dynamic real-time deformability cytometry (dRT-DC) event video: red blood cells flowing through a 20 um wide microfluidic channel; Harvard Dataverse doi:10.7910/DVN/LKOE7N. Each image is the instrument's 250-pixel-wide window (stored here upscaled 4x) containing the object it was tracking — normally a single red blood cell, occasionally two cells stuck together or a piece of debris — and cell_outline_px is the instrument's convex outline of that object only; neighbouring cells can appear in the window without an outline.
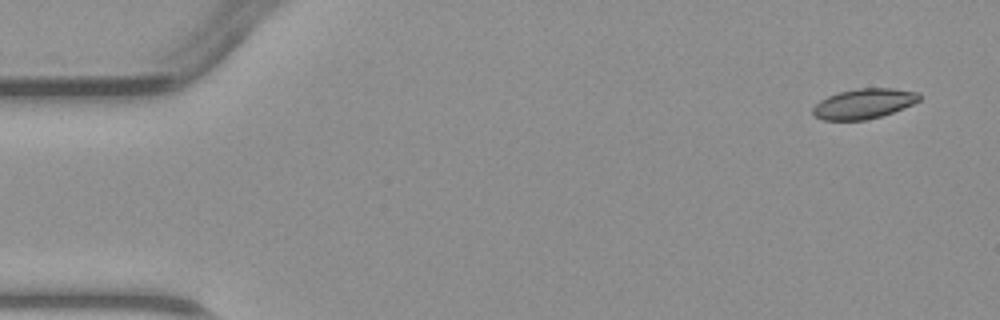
{"species": "common noctule bat (a hibernating species)", "species_latin": "Nyctalus noctula", "temperature_condition": "warm", "stored_images_in_passage": 4, "camera_frame_rate_fps": 3000, "um_per_image_px": 0.085, "animal": {"sex": "male", "body_mass_g": 23.1, "forearm_length_mm": 52.7}, "frame": {"image": 1, "passage_image": 1, "time_ms": 0.0, "image_size_px": [1000, 320], "cell_outline_px": [[924, 96], [920, 100], [912, 104], [892, 112], [880, 116], [864, 120], [824, 120], [816, 116], [812, 112], [812, 108], [820, 100], [828, 96], [840, 92], [856, 88], [892, 88], [920, 92]], "centroid_in_image_um": [73.46, 8.8], "position_along_channel_um": 11.5, "area_um2": 18.61}}
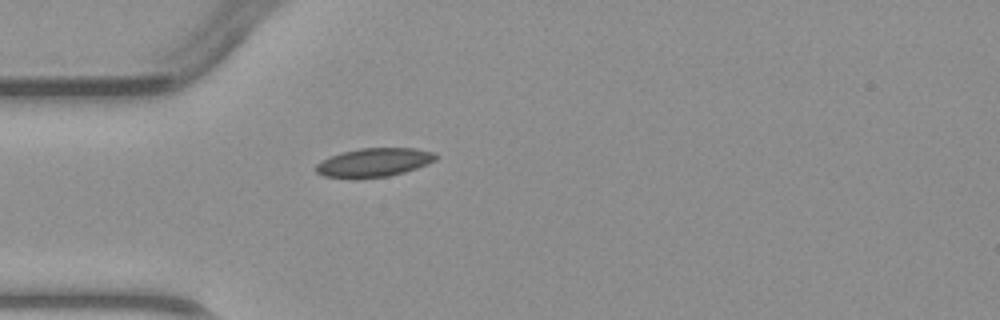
{"frame": {"image": 2, "passage_image": 4, "time_ms": 3.667, "image_size_px": [1000, 320], "cell_outline_px": [[436, 160], [428, 164], [404, 172], [388, 176], [356, 180], [324, 176], [316, 172], [316, 164], [340, 152], [360, 148], [416, 148], [432, 152], [436, 156]], "centroid_in_image_um": [31.76, 13.83], "position_along_channel_um": 53.2, "area_um2": 20.23}}